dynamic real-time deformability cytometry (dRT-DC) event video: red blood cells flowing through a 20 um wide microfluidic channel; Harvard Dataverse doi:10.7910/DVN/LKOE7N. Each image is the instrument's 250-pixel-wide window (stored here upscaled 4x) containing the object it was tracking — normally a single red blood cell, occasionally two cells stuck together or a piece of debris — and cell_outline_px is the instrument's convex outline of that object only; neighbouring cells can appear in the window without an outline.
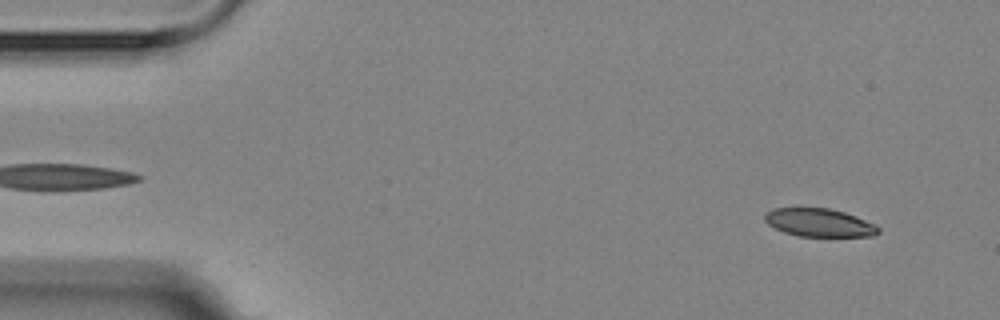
{"species": "Egyptian fruit bat (a non-hibernating species)", "species_latin": "Rousettus aegyptiacus", "temperature_condition": "room temperature", "stored_images_in_passage": 14, "camera_frame_rate_fps": 3000, "um_per_image_px": 0.085, "animal": {"sex": "female"}, "frame": {"image": 1, "passage_image": 1, "time_ms": 0.0, "image_size_px": [1000, 320], "cell_outline_px": [[880, 232], [876, 236], [796, 236], [784, 232], [768, 224], [764, 220], [764, 212], [772, 208], [828, 208], [844, 212], [856, 216], [876, 224], [880, 228]], "centroid_in_image_um": [69.64, 18.92], "position_along_channel_um": 15.4, "area_um2": 18.79}}
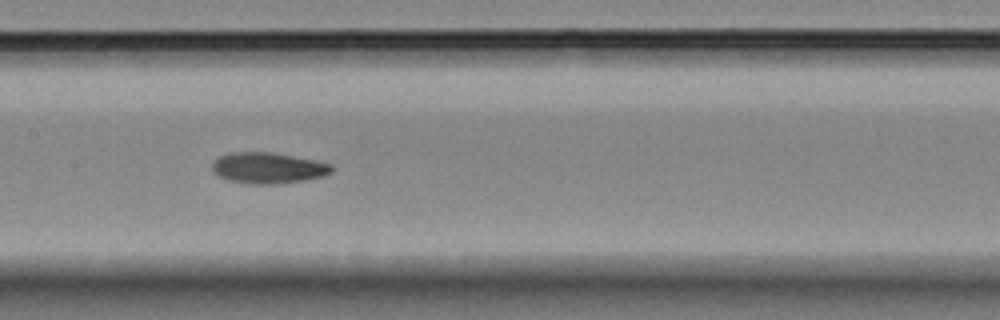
{"frame": {"image": 2, "passage_image": 7, "time_ms": 7.333, "image_size_px": [1000, 320], "cell_outline_px": [[332, 172], [324, 176], [304, 180], [272, 184], [248, 184], [228, 180], [212, 172], [212, 164], [220, 156], [232, 152], [272, 152], [316, 160], [332, 164]], "centroid_in_image_um": [22.79, 14.27], "position_along_channel_um": 184.6, "area_um2": 21.56}}
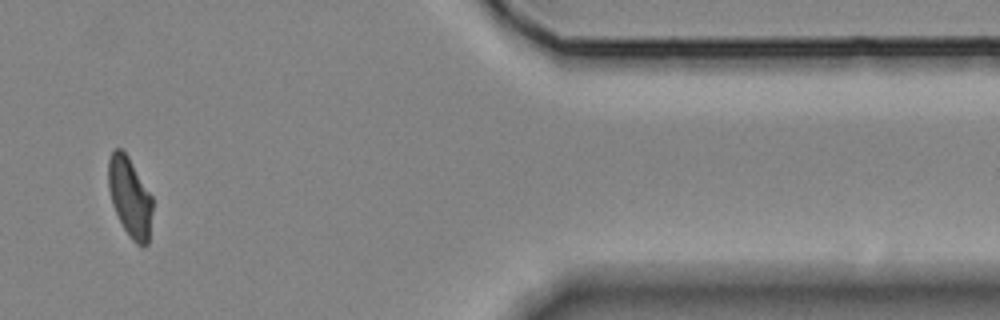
{"frame": {"image": 3, "passage_image": 12, "time_ms": 14.333, "image_size_px": [1000, 320], "cell_outline_px": [[152, 212], [148, 244], [136, 244], [132, 240], [124, 228], [112, 204], [108, 188], [108, 160], [112, 152], [116, 148], [120, 148], [128, 156], [152, 196]], "centroid_in_image_um": [11.03, 16.74], "position_along_channel_um": 400.4, "area_um2": 20.23}, "authors_computed_cell_mechanics": {"area_um2": 20.7502, "velocity_mm_per_s": 3.6175, "shape_relaxation_time_tau1_ms": 2.8021, "shape_relaxation_time_tau2_ms": null, "deformation_change_tau1": 0.0889, "deformation_change_tau2": null}}